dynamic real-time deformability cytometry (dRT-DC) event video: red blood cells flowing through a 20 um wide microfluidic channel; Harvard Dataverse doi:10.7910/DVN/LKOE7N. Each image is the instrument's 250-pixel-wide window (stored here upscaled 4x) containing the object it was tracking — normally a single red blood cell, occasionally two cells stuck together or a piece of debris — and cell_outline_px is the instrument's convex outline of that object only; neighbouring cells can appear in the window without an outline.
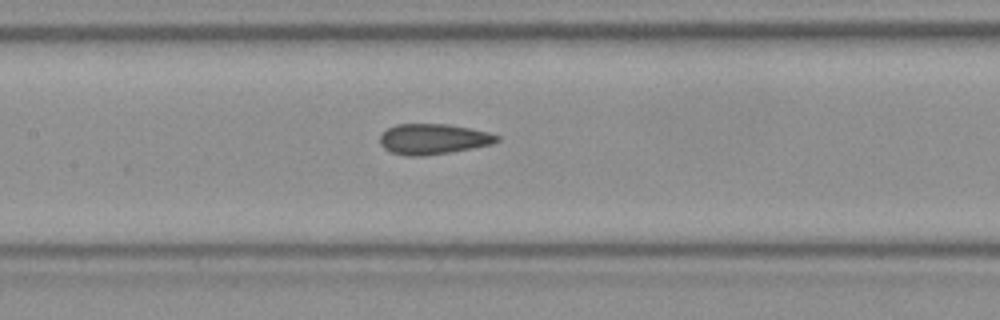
{"species": "Egyptian fruit bat (a non-hibernating species)", "species_latin": "Rousettus aegyptiacus", "temperature_condition": "room temperature", "stored_images_in_passage": 7, "camera_frame_rate_fps": 3000, "um_per_image_px": 0.085, "frame": {"image": 1, "passage_image": 7, "time_ms": 2.0, "image_size_px": [1000, 320], "cell_outline_px": [[500, 140], [492, 144], [472, 148], [424, 156], [408, 156], [392, 152], [384, 148], [380, 144], [380, 136], [388, 128], [396, 124], [448, 124], [488, 132], [500, 136]], "centroid_in_image_um": [36.82, 11.82], "position_along_channel_um": 170.6, "area_um2": 20.63}}